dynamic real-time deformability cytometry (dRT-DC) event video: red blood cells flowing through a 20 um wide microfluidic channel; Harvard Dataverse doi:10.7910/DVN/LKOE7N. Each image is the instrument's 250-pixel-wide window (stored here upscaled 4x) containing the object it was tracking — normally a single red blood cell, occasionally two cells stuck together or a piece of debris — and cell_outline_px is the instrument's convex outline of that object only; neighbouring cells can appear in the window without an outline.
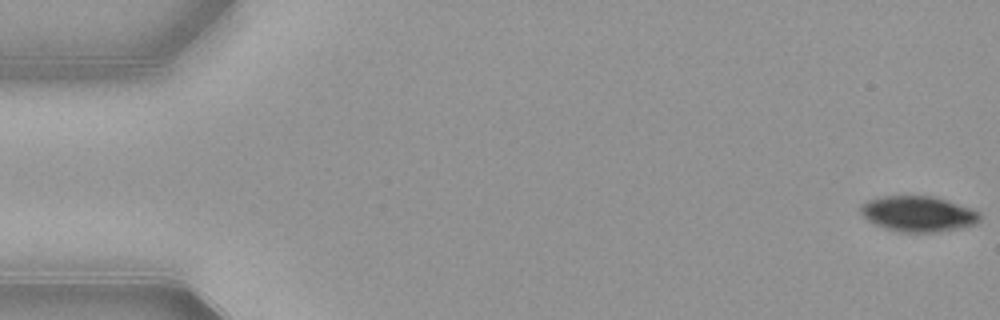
{"species": "common noctule bat (a hibernating species)", "species_latin": "Nyctalus noctula", "temperature_condition": "warm", "stored_images_in_passage": 53, "camera_frame_rate_fps": 3000, "um_per_image_px": 0.085, "animal": {"sex": "female", "body_mass_g": 21.9}, "frame": {"image": 1, "passage_image": 1, "time_ms": 0.0, "image_size_px": [1000, 320], "cell_outline_px": [[980, 220], [976, 224], [936, 232], [896, 232], [872, 224], [860, 212], [860, 204], [868, 200], [884, 196], [936, 196], [972, 208], [980, 212]], "centroid_in_image_um": [78.03, 18.17], "position_along_channel_um": 7.0, "area_um2": 24.91}}
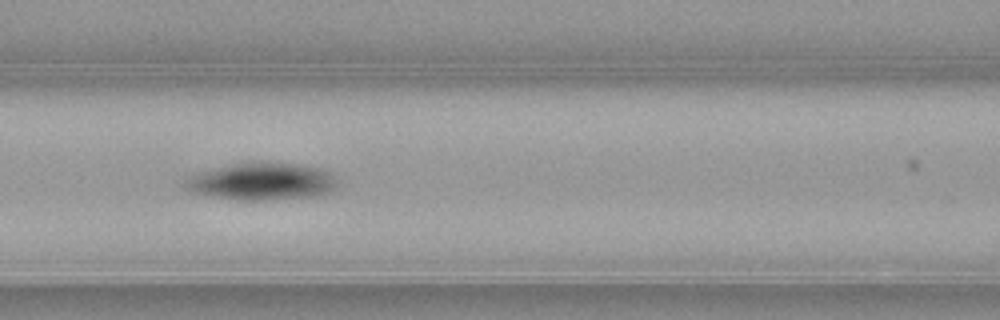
{"frame": {"image": 2, "passage_image": 23, "time_ms": 7.333, "image_size_px": [1000, 320], "cell_outline_px": [[340, 180], [336, 188], [328, 192], [316, 196], [268, 200], [236, 200], [192, 192], [184, 188], [184, 180], [188, 176], [196, 172], [244, 160], [268, 160], [300, 164], [324, 168], [332, 172]], "centroid_in_image_um": [22.29, 15.37], "position_along_channel_um": 144.3, "area_um2": 34.56}}
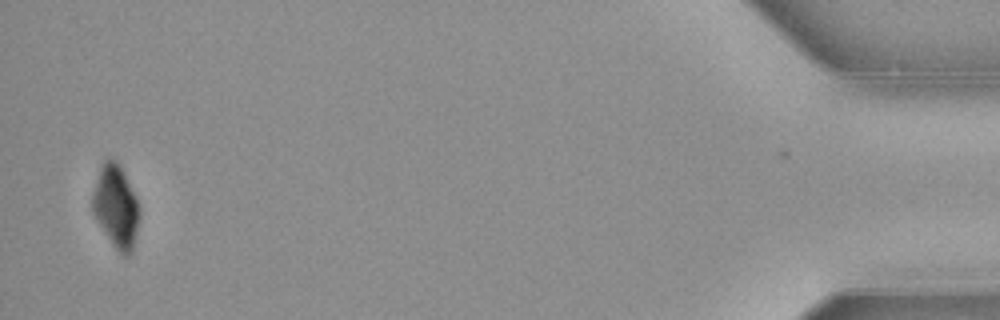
{"frame": {"image": 3, "passage_image": 52, "time_ms": 17.0, "image_size_px": [1000, 320], "cell_outline_px": [[140, 216], [132, 252], [128, 256], [124, 256], [112, 244], [92, 212], [92, 192], [100, 168], [104, 160], [108, 156], [116, 160], [120, 164], [136, 196], [140, 208]], "centroid_in_image_um": [9.87, 17.52], "position_along_channel_um": 425.3, "area_um2": 22.72}, "authors_computed_cell_mechanics": {"area_um2": 28.7844, "velocity_mm_per_s": 3.874, "shape_relaxation_time_tau1_ms": 4.0372, "shape_relaxation_time_tau2_ms": null, "deformation_change_tau1": 0.1427, "deformation_change_tau2": null}}